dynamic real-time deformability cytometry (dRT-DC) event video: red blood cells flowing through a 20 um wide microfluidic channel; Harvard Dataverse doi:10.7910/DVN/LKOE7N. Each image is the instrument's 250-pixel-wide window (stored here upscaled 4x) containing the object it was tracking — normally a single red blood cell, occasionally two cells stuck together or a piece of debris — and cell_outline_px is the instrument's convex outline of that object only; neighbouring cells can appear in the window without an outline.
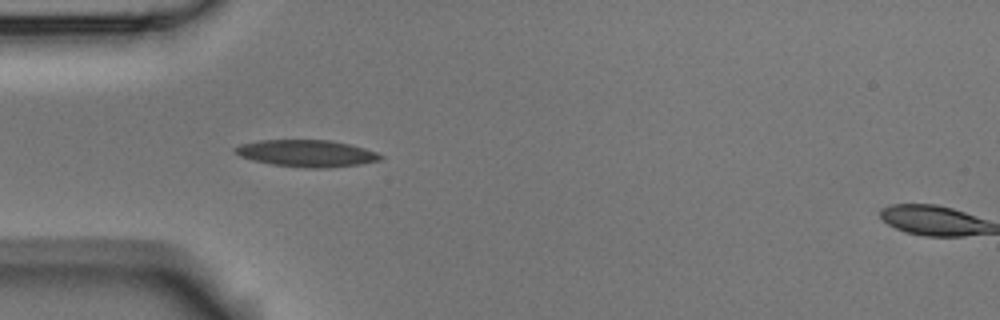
{"species": "Egyptian fruit bat (a non-hibernating species)", "species_latin": "Rousettus aegyptiacus", "temperature_condition": "room temperature", "stored_images_in_passage": 2, "segment_of_instrument_passage": [1, 2], "camera_frame_rate_fps": 3000, "um_per_image_px": 0.085, "animal": {"sex": "male"}, "frame": {"image": 1, "passage_image": 1, "time_ms": 0.0, "image_size_px": [1000, 320], "cell_outline_px": [[384, 156], [380, 160], [360, 164], [328, 168], [304, 168], [272, 164], [252, 160], [240, 156], [232, 148], [240, 144], [260, 140], [328, 140], [348, 144], [364, 148], [376, 152]], "centroid_in_image_um": [26.05, 13.04], "position_along_channel_um": 59.0, "area_um2": 22.72}}